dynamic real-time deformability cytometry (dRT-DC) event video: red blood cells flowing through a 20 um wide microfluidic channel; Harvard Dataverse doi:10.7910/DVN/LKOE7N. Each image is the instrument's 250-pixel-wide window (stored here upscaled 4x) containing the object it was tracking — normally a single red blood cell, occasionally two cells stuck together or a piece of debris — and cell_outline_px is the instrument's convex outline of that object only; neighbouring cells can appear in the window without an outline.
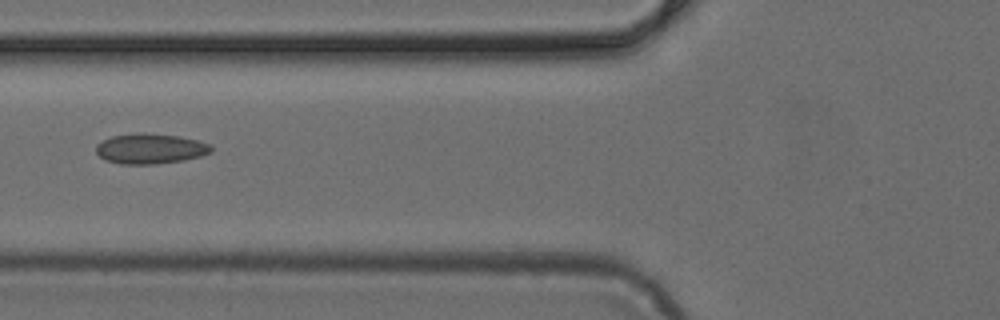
{"species": "common noctule bat (a hibernating species)", "species_latin": "Nyctalus noctula", "temperature_condition": "cold", "stored_images_in_passage": 5, "camera_frame_rate_fps": 3000, "um_per_image_px": 0.085, "animal": {"sex": "female", "body_mass_g": 24.6, "forearm_length_mm": 56.2}, "frame": {"image": 1, "passage_image": 5, "time_ms": 1.333, "image_size_px": [1000, 320], "cell_outline_px": [[212, 152], [200, 156], [184, 160], [156, 164], [120, 164], [104, 160], [96, 152], [96, 144], [112, 136], [180, 136], [196, 140], [208, 144], [212, 148]], "centroid_in_image_um": [12.78, 12.7], "position_along_channel_um": 113.0, "area_um2": 19.31}}